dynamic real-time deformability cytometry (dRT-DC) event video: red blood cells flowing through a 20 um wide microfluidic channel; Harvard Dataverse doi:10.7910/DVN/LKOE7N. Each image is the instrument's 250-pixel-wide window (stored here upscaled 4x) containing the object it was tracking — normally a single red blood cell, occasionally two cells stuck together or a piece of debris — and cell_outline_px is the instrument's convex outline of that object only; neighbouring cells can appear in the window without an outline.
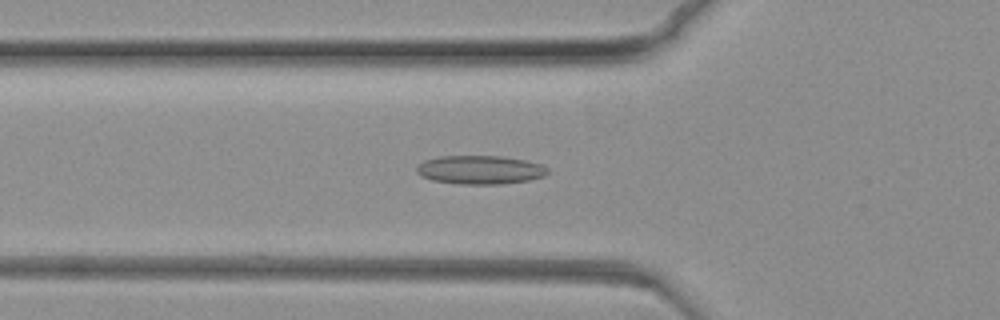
{"species": "common noctule bat (a hibernating species)", "species_latin": "Nyctalus noctula", "temperature_condition": "warm", "stored_images_in_passage": 78, "camera_frame_rate_fps": 3000, "um_per_image_px": 0.085, "animal": {"sex": "female", "body_mass_g": 19.3, "forearm_length_mm": 54.1}, "frame": {"image": 1, "passage_image": 27, "time_ms": 8.667, "image_size_px": [1000, 320], "cell_outline_px": [[548, 172], [544, 176], [528, 180], [500, 184], [460, 184], [432, 180], [420, 176], [416, 172], [416, 168], [424, 160], [440, 156], [500, 156], [524, 160], [540, 164], [548, 168]], "centroid_in_image_um": [40.78, 14.43], "position_along_channel_um": 85.0, "area_um2": 21.79}}
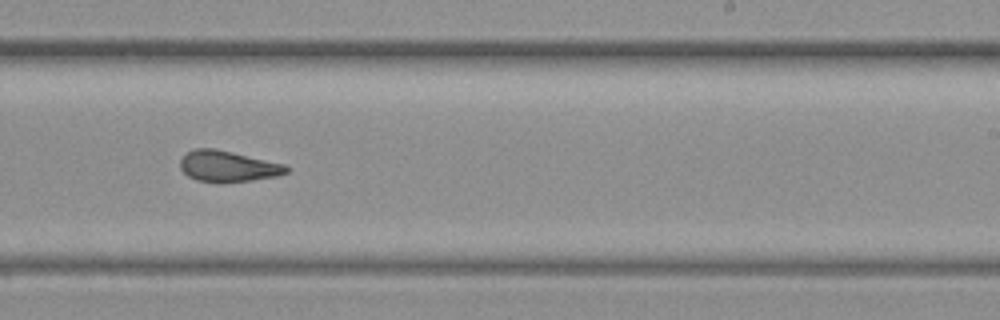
{"frame": {"image": 2, "passage_image": 48, "time_ms": 15.667, "image_size_px": [1000, 320], "cell_outline_px": [[288, 172], [276, 176], [252, 180], [220, 184], [196, 180], [188, 176], [180, 168], [180, 160], [188, 152], [196, 148], [212, 148], [232, 152], [284, 164], [288, 168]], "centroid_in_image_um": [19.34, 14.16], "position_along_channel_um": 269.7, "area_um2": 19.19}}
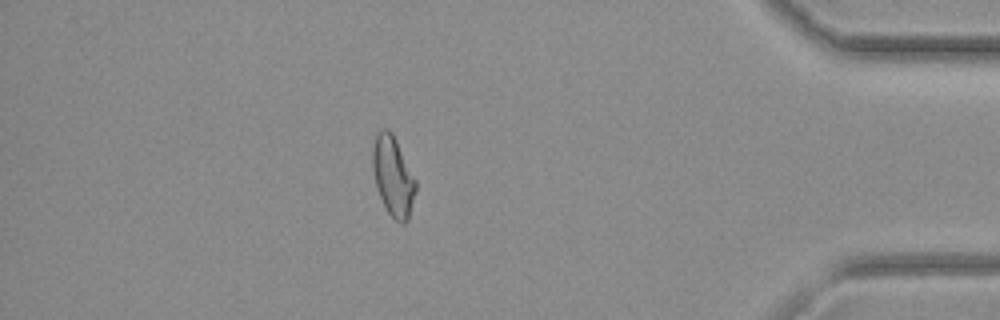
{"frame": {"image": 3, "passage_image": 68, "time_ms": 22.333, "image_size_px": [1000, 320], "cell_outline_px": [[416, 192], [408, 220], [404, 224], [400, 224], [388, 212], [380, 196], [376, 184], [372, 168], [372, 148], [376, 136], [380, 128], [388, 128], [392, 132], [416, 180]], "centroid_in_image_um": [33.41, 14.97], "position_along_channel_um": 401.8, "area_um2": 19.94}}